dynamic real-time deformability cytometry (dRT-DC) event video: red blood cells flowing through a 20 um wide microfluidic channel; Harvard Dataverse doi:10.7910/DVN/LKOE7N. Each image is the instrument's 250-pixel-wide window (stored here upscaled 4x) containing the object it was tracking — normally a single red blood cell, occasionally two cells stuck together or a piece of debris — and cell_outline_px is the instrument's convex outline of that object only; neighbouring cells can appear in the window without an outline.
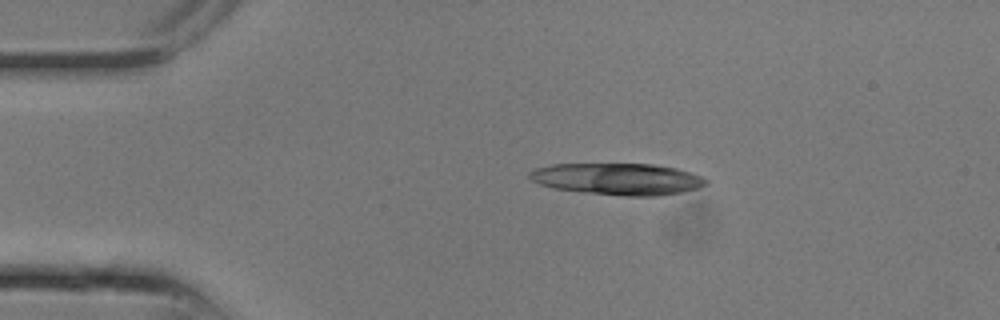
{"species": "common noctule bat (a hibernating species)", "species_latin": "Nyctalus noctula", "temperature_condition": "room temperature", "stored_images_in_passage": 8, "segment_of_instrument_passage": [1, 2], "camera_frame_rate_fps": 3000, "um_per_image_px": 0.085, "animal": {"sex": "male", "body_mass_g": 13.3}, "frame": {"image": 1, "passage_image": 4, "time_ms": 1.0, "image_size_px": [1000, 320], "cell_outline_px": [[696, 184], [688, 188], [672, 192], [600, 192], [564, 188], [548, 184], [544, 168], [564, 164], [644, 164], [668, 168], [680, 172], [688, 176]], "centroid_in_image_um": [52.49, 15.13], "position_along_channel_um": 32.5, "area_um2": 25.84}}